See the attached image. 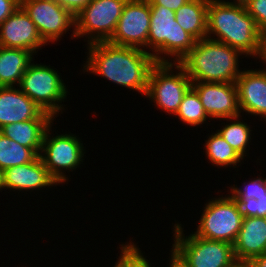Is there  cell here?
I'll list each match as a JSON object with an SVG mask.
<instances>
[{
  "mask_svg": "<svg viewBox=\"0 0 266 267\" xmlns=\"http://www.w3.org/2000/svg\"><path fill=\"white\" fill-rule=\"evenodd\" d=\"M171 258V260H170V262L171 263H169L170 264V266L169 267H184L183 265H182V263L181 262H179L172 254H171V256H170Z\"/></svg>",
  "mask_w": 266,
  "mask_h": 267,
  "instance_id": "cell-36",
  "label": "cell"
},
{
  "mask_svg": "<svg viewBox=\"0 0 266 267\" xmlns=\"http://www.w3.org/2000/svg\"><path fill=\"white\" fill-rule=\"evenodd\" d=\"M32 58L30 51L0 46V87H14L16 83L19 85Z\"/></svg>",
  "mask_w": 266,
  "mask_h": 267,
  "instance_id": "cell-20",
  "label": "cell"
},
{
  "mask_svg": "<svg viewBox=\"0 0 266 267\" xmlns=\"http://www.w3.org/2000/svg\"><path fill=\"white\" fill-rule=\"evenodd\" d=\"M175 116L190 126H198L208 119L200 98L192 87L184 94Z\"/></svg>",
  "mask_w": 266,
  "mask_h": 267,
  "instance_id": "cell-25",
  "label": "cell"
},
{
  "mask_svg": "<svg viewBox=\"0 0 266 267\" xmlns=\"http://www.w3.org/2000/svg\"><path fill=\"white\" fill-rule=\"evenodd\" d=\"M20 6L46 44L57 42L69 28H75V16L55 0H20Z\"/></svg>",
  "mask_w": 266,
  "mask_h": 267,
  "instance_id": "cell-11",
  "label": "cell"
},
{
  "mask_svg": "<svg viewBox=\"0 0 266 267\" xmlns=\"http://www.w3.org/2000/svg\"><path fill=\"white\" fill-rule=\"evenodd\" d=\"M235 200L243 217H266V193L258 197V200L253 198Z\"/></svg>",
  "mask_w": 266,
  "mask_h": 267,
  "instance_id": "cell-27",
  "label": "cell"
},
{
  "mask_svg": "<svg viewBox=\"0 0 266 267\" xmlns=\"http://www.w3.org/2000/svg\"><path fill=\"white\" fill-rule=\"evenodd\" d=\"M121 254L117 263H115L114 267H127V244L120 245Z\"/></svg>",
  "mask_w": 266,
  "mask_h": 267,
  "instance_id": "cell-34",
  "label": "cell"
},
{
  "mask_svg": "<svg viewBox=\"0 0 266 267\" xmlns=\"http://www.w3.org/2000/svg\"><path fill=\"white\" fill-rule=\"evenodd\" d=\"M36 118H53L20 89L0 87V128Z\"/></svg>",
  "mask_w": 266,
  "mask_h": 267,
  "instance_id": "cell-17",
  "label": "cell"
},
{
  "mask_svg": "<svg viewBox=\"0 0 266 267\" xmlns=\"http://www.w3.org/2000/svg\"><path fill=\"white\" fill-rule=\"evenodd\" d=\"M236 267H247L246 264H239L238 266Z\"/></svg>",
  "mask_w": 266,
  "mask_h": 267,
  "instance_id": "cell-38",
  "label": "cell"
},
{
  "mask_svg": "<svg viewBox=\"0 0 266 267\" xmlns=\"http://www.w3.org/2000/svg\"><path fill=\"white\" fill-rule=\"evenodd\" d=\"M209 118L225 119L241 116L235 83L192 82Z\"/></svg>",
  "mask_w": 266,
  "mask_h": 267,
  "instance_id": "cell-13",
  "label": "cell"
},
{
  "mask_svg": "<svg viewBox=\"0 0 266 267\" xmlns=\"http://www.w3.org/2000/svg\"><path fill=\"white\" fill-rule=\"evenodd\" d=\"M240 112L259 115L266 122V70H242L235 82ZM242 109V110H241Z\"/></svg>",
  "mask_w": 266,
  "mask_h": 267,
  "instance_id": "cell-16",
  "label": "cell"
},
{
  "mask_svg": "<svg viewBox=\"0 0 266 267\" xmlns=\"http://www.w3.org/2000/svg\"><path fill=\"white\" fill-rule=\"evenodd\" d=\"M205 144V154H207L208 160L212 165L228 167L231 165H236L241 162L243 159L219 134L212 133L211 136H208Z\"/></svg>",
  "mask_w": 266,
  "mask_h": 267,
  "instance_id": "cell-23",
  "label": "cell"
},
{
  "mask_svg": "<svg viewBox=\"0 0 266 267\" xmlns=\"http://www.w3.org/2000/svg\"><path fill=\"white\" fill-rule=\"evenodd\" d=\"M38 155L0 133V173L4 170L32 162Z\"/></svg>",
  "mask_w": 266,
  "mask_h": 267,
  "instance_id": "cell-22",
  "label": "cell"
},
{
  "mask_svg": "<svg viewBox=\"0 0 266 267\" xmlns=\"http://www.w3.org/2000/svg\"><path fill=\"white\" fill-rule=\"evenodd\" d=\"M245 8L255 20L259 31L262 34L266 32V0H250Z\"/></svg>",
  "mask_w": 266,
  "mask_h": 267,
  "instance_id": "cell-28",
  "label": "cell"
},
{
  "mask_svg": "<svg viewBox=\"0 0 266 267\" xmlns=\"http://www.w3.org/2000/svg\"><path fill=\"white\" fill-rule=\"evenodd\" d=\"M19 7L20 0H0V25Z\"/></svg>",
  "mask_w": 266,
  "mask_h": 267,
  "instance_id": "cell-30",
  "label": "cell"
},
{
  "mask_svg": "<svg viewBox=\"0 0 266 267\" xmlns=\"http://www.w3.org/2000/svg\"><path fill=\"white\" fill-rule=\"evenodd\" d=\"M209 0H190L175 11L177 23L197 41L207 38Z\"/></svg>",
  "mask_w": 266,
  "mask_h": 267,
  "instance_id": "cell-21",
  "label": "cell"
},
{
  "mask_svg": "<svg viewBox=\"0 0 266 267\" xmlns=\"http://www.w3.org/2000/svg\"><path fill=\"white\" fill-rule=\"evenodd\" d=\"M46 43L36 25L20 6L0 25V46L20 48L36 53Z\"/></svg>",
  "mask_w": 266,
  "mask_h": 267,
  "instance_id": "cell-14",
  "label": "cell"
},
{
  "mask_svg": "<svg viewBox=\"0 0 266 267\" xmlns=\"http://www.w3.org/2000/svg\"><path fill=\"white\" fill-rule=\"evenodd\" d=\"M240 55L244 54L236 48L204 38L196 41L179 64L191 82L235 83L241 74Z\"/></svg>",
  "mask_w": 266,
  "mask_h": 267,
  "instance_id": "cell-3",
  "label": "cell"
},
{
  "mask_svg": "<svg viewBox=\"0 0 266 267\" xmlns=\"http://www.w3.org/2000/svg\"><path fill=\"white\" fill-rule=\"evenodd\" d=\"M173 68L179 71L175 75ZM191 85V79L179 63H157L151 70L145 96L153 100L157 108L175 115Z\"/></svg>",
  "mask_w": 266,
  "mask_h": 267,
  "instance_id": "cell-9",
  "label": "cell"
},
{
  "mask_svg": "<svg viewBox=\"0 0 266 267\" xmlns=\"http://www.w3.org/2000/svg\"><path fill=\"white\" fill-rule=\"evenodd\" d=\"M241 116L229 118L230 124H226L222 129L217 130L223 139L244 159L247 145L251 140L250 126L238 119ZM236 120V121H235Z\"/></svg>",
  "mask_w": 266,
  "mask_h": 267,
  "instance_id": "cell-24",
  "label": "cell"
},
{
  "mask_svg": "<svg viewBox=\"0 0 266 267\" xmlns=\"http://www.w3.org/2000/svg\"><path fill=\"white\" fill-rule=\"evenodd\" d=\"M204 208L194 234L233 245L244 218L236 200L229 194L209 201Z\"/></svg>",
  "mask_w": 266,
  "mask_h": 267,
  "instance_id": "cell-7",
  "label": "cell"
},
{
  "mask_svg": "<svg viewBox=\"0 0 266 267\" xmlns=\"http://www.w3.org/2000/svg\"><path fill=\"white\" fill-rule=\"evenodd\" d=\"M150 14L147 48L152 50L157 63H172L173 59V63H179L197 40L177 23L175 11L163 6H150ZM163 54L170 55L172 60L161 56Z\"/></svg>",
  "mask_w": 266,
  "mask_h": 267,
  "instance_id": "cell-4",
  "label": "cell"
},
{
  "mask_svg": "<svg viewBox=\"0 0 266 267\" xmlns=\"http://www.w3.org/2000/svg\"><path fill=\"white\" fill-rule=\"evenodd\" d=\"M234 256L239 264H247L252 258L266 253L265 217H244L233 243Z\"/></svg>",
  "mask_w": 266,
  "mask_h": 267,
  "instance_id": "cell-18",
  "label": "cell"
},
{
  "mask_svg": "<svg viewBox=\"0 0 266 267\" xmlns=\"http://www.w3.org/2000/svg\"><path fill=\"white\" fill-rule=\"evenodd\" d=\"M150 18L148 0H128L124 5L115 32L108 42L119 46L138 49L146 47L147 49Z\"/></svg>",
  "mask_w": 266,
  "mask_h": 267,
  "instance_id": "cell-12",
  "label": "cell"
},
{
  "mask_svg": "<svg viewBox=\"0 0 266 267\" xmlns=\"http://www.w3.org/2000/svg\"><path fill=\"white\" fill-rule=\"evenodd\" d=\"M136 244L127 242V267H151Z\"/></svg>",
  "mask_w": 266,
  "mask_h": 267,
  "instance_id": "cell-29",
  "label": "cell"
},
{
  "mask_svg": "<svg viewBox=\"0 0 266 267\" xmlns=\"http://www.w3.org/2000/svg\"><path fill=\"white\" fill-rule=\"evenodd\" d=\"M54 118H36L16 122L0 128V133L22 146L31 148L38 156L47 129Z\"/></svg>",
  "mask_w": 266,
  "mask_h": 267,
  "instance_id": "cell-19",
  "label": "cell"
},
{
  "mask_svg": "<svg viewBox=\"0 0 266 267\" xmlns=\"http://www.w3.org/2000/svg\"><path fill=\"white\" fill-rule=\"evenodd\" d=\"M60 6L76 16L92 0H55Z\"/></svg>",
  "mask_w": 266,
  "mask_h": 267,
  "instance_id": "cell-31",
  "label": "cell"
},
{
  "mask_svg": "<svg viewBox=\"0 0 266 267\" xmlns=\"http://www.w3.org/2000/svg\"><path fill=\"white\" fill-rule=\"evenodd\" d=\"M174 244L171 254L184 267H236L233 245L224 241L184 235L181 224L174 225Z\"/></svg>",
  "mask_w": 266,
  "mask_h": 267,
  "instance_id": "cell-5",
  "label": "cell"
},
{
  "mask_svg": "<svg viewBox=\"0 0 266 267\" xmlns=\"http://www.w3.org/2000/svg\"><path fill=\"white\" fill-rule=\"evenodd\" d=\"M247 267H266V253L252 258L247 264Z\"/></svg>",
  "mask_w": 266,
  "mask_h": 267,
  "instance_id": "cell-33",
  "label": "cell"
},
{
  "mask_svg": "<svg viewBox=\"0 0 266 267\" xmlns=\"http://www.w3.org/2000/svg\"><path fill=\"white\" fill-rule=\"evenodd\" d=\"M150 6H163L167 9L177 11L190 0H148Z\"/></svg>",
  "mask_w": 266,
  "mask_h": 267,
  "instance_id": "cell-32",
  "label": "cell"
},
{
  "mask_svg": "<svg viewBox=\"0 0 266 267\" xmlns=\"http://www.w3.org/2000/svg\"><path fill=\"white\" fill-rule=\"evenodd\" d=\"M214 34L217 38H211ZM207 38L225 43L248 56L261 53L262 33L245 6L225 0H209L207 9Z\"/></svg>",
  "mask_w": 266,
  "mask_h": 267,
  "instance_id": "cell-2",
  "label": "cell"
},
{
  "mask_svg": "<svg viewBox=\"0 0 266 267\" xmlns=\"http://www.w3.org/2000/svg\"><path fill=\"white\" fill-rule=\"evenodd\" d=\"M88 47L83 67L86 72L146 95L151 70L157 64L151 52L108 41L90 43Z\"/></svg>",
  "mask_w": 266,
  "mask_h": 267,
  "instance_id": "cell-1",
  "label": "cell"
},
{
  "mask_svg": "<svg viewBox=\"0 0 266 267\" xmlns=\"http://www.w3.org/2000/svg\"><path fill=\"white\" fill-rule=\"evenodd\" d=\"M250 0H234L233 2H227L230 4H235V5H242V6H246V4L249 2Z\"/></svg>",
  "mask_w": 266,
  "mask_h": 267,
  "instance_id": "cell-37",
  "label": "cell"
},
{
  "mask_svg": "<svg viewBox=\"0 0 266 267\" xmlns=\"http://www.w3.org/2000/svg\"><path fill=\"white\" fill-rule=\"evenodd\" d=\"M20 90L44 112L53 117L63 109L62 101L68 95L66 85L57 71L46 65L30 63L20 83Z\"/></svg>",
  "mask_w": 266,
  "mask_h": 267,
  "instance_id": "cell-6",
  "label": "cell"
},
{
  "mask_svg": "<svg viewBox=\"0 0 266 267\" xmlns=\"http://www.w3.org/2000/svg\"><path fill=\"white\" fill-rule=\"evenodd\" d=\"M244 188L241 189L240 187H231V196L234 199H249L253 198L258 200V197H261L263 194L266 193V178L257 177L254 180L249 181L247 184L244 183Z\"/></svg>",
  "mask_w": 266,
  "mask_h": 267,
  "instance_id": "cell-26",
  "label": "cell"
},
{
  "mask_svg": "<svg viewBox=\"0 0 266 267\" xmlns=\"http://www.w3.org/2000/svg\"><path fill=\"white\" fill-rule=\"evenodd\" d=\"M51 127L45 133L39 157L50 175L61 184L68 180L63 170L73 171L83 162L84 147L76 135L57 134L50 137Z\"/></svg>",
  "mask_w": 266,
  "mask_h": 267,
  "instance_id": "cell-10",
  "label": "cell"
},
{
  "mask_svg": "<svg viewBox=\"0 0 266 267\" xmlns=\"http://www.w3.org/2000/svg\"><path fill=\"white\" fill-rule=\"evenodd\" d=\"M59 185L50 175L39 156L32 162L10 167L0 173V188L15 190L41 189Z\"/></svg>",
  "mask_w": 266,
  "mask_h": 267,
  "instance_id": "cell-15",
  "label": "cell"
},
{
  "mask_svg": "<svg viewBox=\"0 0 266 267\" xmlns=\"http://www.w3.org/2000/svg\"><path fill=\"white\" fill-rule=\"evenodd\" d=\"M128 0H92L75 16L71 38L87 36L88 43L108 41Z\"/></svg>",
  "mask_w": 266,
  "mask_h": 267,
  "instance_id": "cell-8",
  "label": "cell"
},
{
  "mask_svg": "<svg viewBox=\"0 0 266 267\" xmlns=\"http://www.w3.org/2000/svg\"><path fill=\"white\" fill-rule=\"evenodd\" d=\"M261 58V61L266 64V32L262 34V40H261V53L259 56V59Z\"/></svg>",
  "mask_w": 266,
  "mask_h": 267,
  "instance_id": "cell-35",
  "label": "cell"
}]
</instances>
